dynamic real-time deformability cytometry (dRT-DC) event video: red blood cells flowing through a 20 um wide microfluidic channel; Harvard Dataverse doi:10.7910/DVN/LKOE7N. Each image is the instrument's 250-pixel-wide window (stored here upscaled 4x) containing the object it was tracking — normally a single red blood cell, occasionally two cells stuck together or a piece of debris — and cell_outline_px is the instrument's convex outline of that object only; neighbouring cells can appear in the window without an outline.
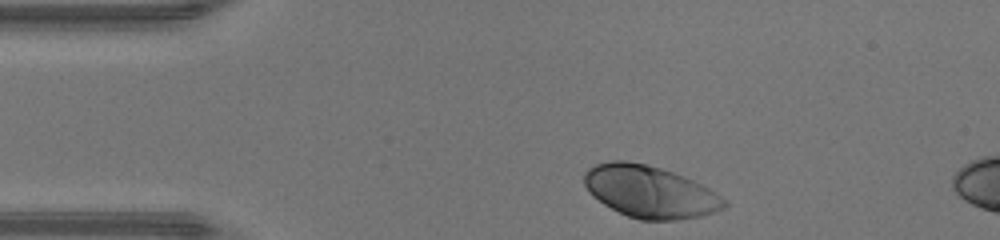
{"species": "human", "species_latin": "Homo sapiens", "temperature_condition": "warm", "stored_images_in_passage": 6, "camera_frame_rate_fps": 3000, "um_per_image_px": 0.085, "donor": {"sex": "male"}, "frame": {"image": 1, "passage_image": 1, "time_ms": 0.0, "image_size_px": [1000, 240], "cell_outline_px": [[728, 204], [724, 208], [700, 216], [676, 220], [640, 220], [628, 216], [604, 204], [592, 196], [588, 192], [584, 184], [584, 172], [588, 168], [596, 164], [612, 160], [624, 160], [648, 164], [684, 176], [708, 188], [728, 200]], "centroid_in_image_um": [55.23, 16.29], "position_along_channel_um": 29.8, "area_um2": 42.43}}